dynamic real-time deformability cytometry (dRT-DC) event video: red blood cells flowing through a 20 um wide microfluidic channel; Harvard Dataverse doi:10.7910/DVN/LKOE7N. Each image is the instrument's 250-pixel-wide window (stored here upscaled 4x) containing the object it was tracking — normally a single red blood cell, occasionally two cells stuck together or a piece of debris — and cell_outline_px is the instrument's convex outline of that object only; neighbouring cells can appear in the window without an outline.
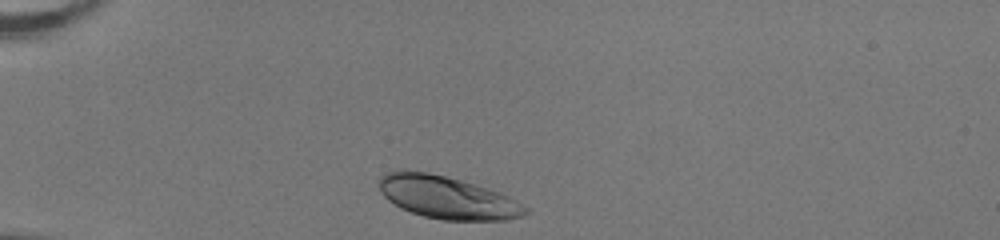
{"species": "human", "species_latin": "Homo sapiens", "temperature_condition": "room temperature", "stored_images_in_passage": 31, "camera_frame_rate_fps": 3000, "um_per_image_px": 0.085, "donor": {"sex": "female"}, "frame": {"image": 1, "passage_image": 1, "time_ms": 0.0, "image_size_px": [1000, 240], "cell_outline_px": [[532, 212], [508, 220], [444, 220], [424, 216], [400, 208], [388, 200], [380, 192], [380, 176], [384, 172], [396, 168], [404, 168], [428, 172], [460, 180], [488, 188], [500, 192], [524, 204]], "centroid_in_image_um": [37.99, 16.76], "position_along_channel_um": 47.0, "area_um2": 36.76}}
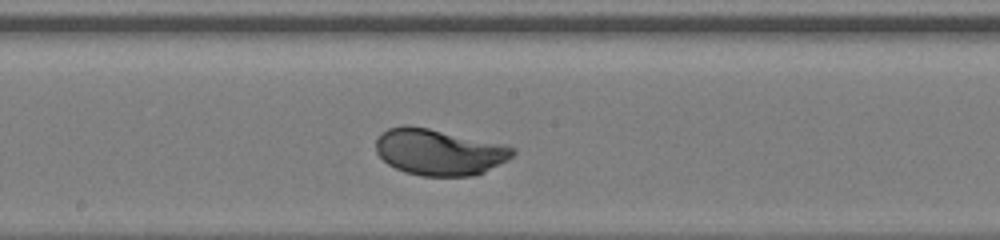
{"frame": {"image": 2, "passage_image": 16, "time_ms": 5.0, "image_size_px": [1000, 240], "cell_outline_px": [[516, 152], [508, 160], [484, 172], [472, 176], [420, 176], [404, 172], [388, 164], [376, 152], [376, 140], [388, 128], [404, 124], [408, 124], [428, 128], [504, 144], [516, 148]], "centroid_in_image_um": [37.33, 12.92], "position_along_channel_um": 210.9, "area_um2": 36.93}}
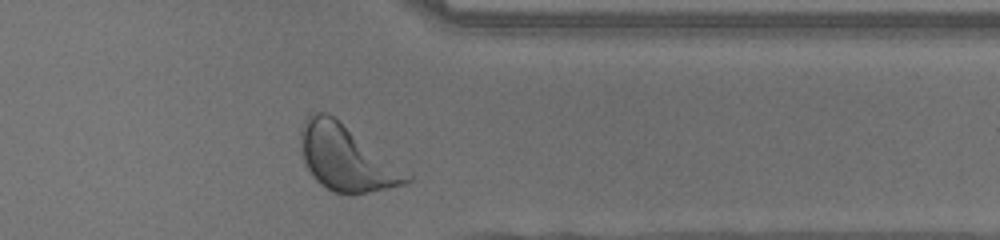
{"frame": {"image": 3, "passage_image": 29, "time_ms": 9.333, "image_size_px": [1000, 240], "cell_outline_px": [[412, 180], [404, 184], [388, 188], [364, 192], [332, 192], [320, 184], [312, 176], [304, 164], [300, 152], [300, 132], [304, 120], [312, 112], [328, 112], [412, 176]], "centroid_in_image_um": [29.35, 13.41], "position_along_channel_um": 382.0, "area_um2": 39.77}, "authors_computed_cell_mechanics": {"area_um2": 36.5874, "velocity_mm_per_s": 3.9911, "shape_relaxation_time_tau1_ms": 1.824, "shape_relaxation_time_tau2_ms": null, "deformation_change_tau1": 0.1406, "deformation_change_tau2": null}}